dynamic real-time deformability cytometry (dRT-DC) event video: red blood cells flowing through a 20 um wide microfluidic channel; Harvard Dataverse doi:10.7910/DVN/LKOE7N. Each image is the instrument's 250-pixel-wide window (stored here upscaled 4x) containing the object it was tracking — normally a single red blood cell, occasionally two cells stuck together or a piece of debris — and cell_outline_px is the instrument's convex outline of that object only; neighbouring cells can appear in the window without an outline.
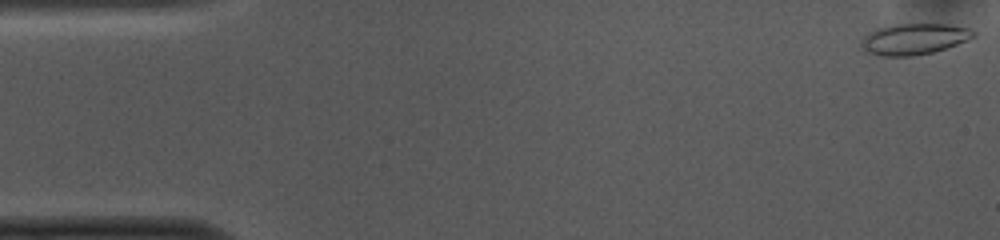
{"species": "common noctule bat (a hibernating species)", "species_latin": "Nyctalus noctula", "temperature_condition": "cold", "stored_images_in_passage": 52, "camera_frame_rate_fps": 3000, "um_per_image_px": 0.085, "animal": {"sex": "female", "body_mass_g": 10.0, "forearm_length_mm": 53.1}, "frame": {"image": 1, "passage_image": 1, "time_ms": 0.0, "image_size_px": [1000, 240], "cell_outline_px": [[976, 36], [968, 40], [948, 48], [936, 52], [916, 56], [880, 56], [864, 52], [860, 44], [860, 40], [868, 32], [876, 28], [896, 24], [948, 24], [972, 28], [976, 32]], "centroid_in_image_um": [77.7, 3.33], "position_along_channel_um": 7.3, "area_um2": 20.92}}
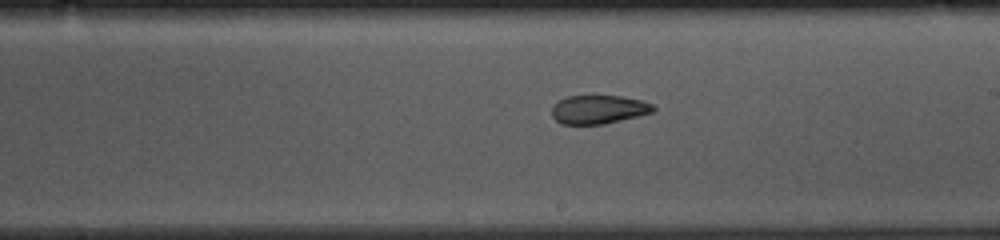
{"frame": {"image": 2, "passage_image": 29, "time_ms": 9.333, "image_size_px": [1000, 240], "cell_outline_px": [[656, 108], [652, 112], [604, 124], [560, 124], [552, 116], [552, 104], [568, 96], [620, 96], [640, 100], [652, 104]], "centroid_in_image_um": [50.84, 9.3], "position_along_channel_um": 238.2, "area_um2": 16.76}}
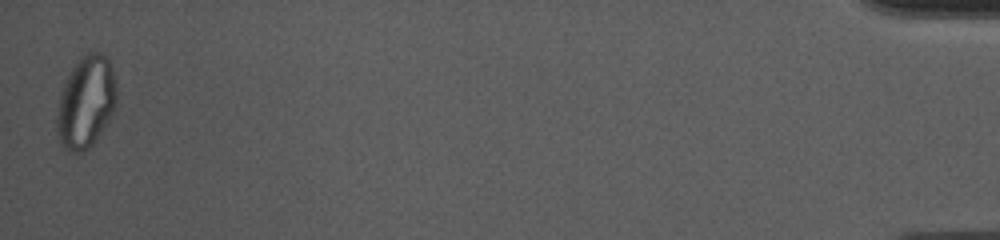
{"frame": {"image": 3, "passage_image": 52, "time_ms": 17.0, "image_size_px": [1000, 240], "cell_outline_px": [[116, 104], [108, 120], [92, 144], [84, 152], [72, 152], [64, 148], [60, 140], [56, 128], [56, 120], [60, 96], [64, 84], [72, 68], [88, 52], [100, 52], [108, 60], [112, 72], [116, 88]], "centroid_in_image_um": [7.29, 8.7], "position_along_channel_um": 427.9, "area_um2": 31.15}, "authors_computed_cell_mechanics": {"area_um2": 19.652, "velocity_mm_per_s": 3.7365, "shape_relaxation_time_tau1_ms": null, "shape_relaxation_time_tau2_ms": 2.5992, "deformation_change_tau1": null, "deformation_change_tau2": 0.0882}}